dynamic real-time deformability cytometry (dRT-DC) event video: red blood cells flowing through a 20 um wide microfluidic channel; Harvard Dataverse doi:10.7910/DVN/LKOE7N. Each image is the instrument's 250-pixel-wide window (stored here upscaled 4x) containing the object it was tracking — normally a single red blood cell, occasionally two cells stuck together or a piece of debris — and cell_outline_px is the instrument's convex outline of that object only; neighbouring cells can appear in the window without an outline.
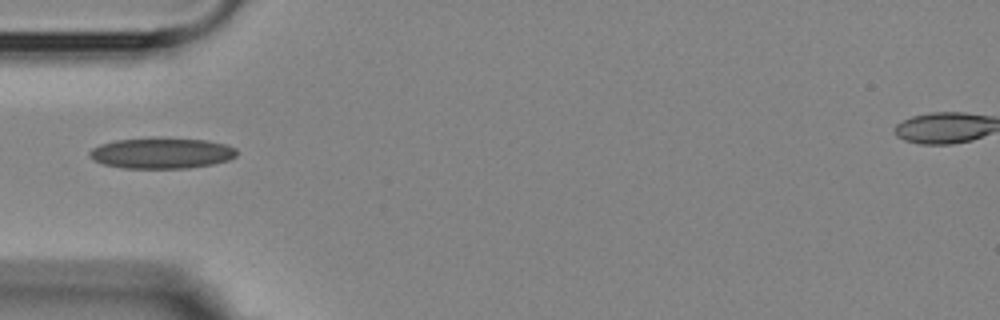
{"species": "Egyptian fruit bat (a non-hibernating species)", "species_latin": "Rousettus aegyptiacus", "temperature_condition": "room temperature", "stored_images_in_passage": 6, "camera_frame_rate_fps": 3000, "um_per_image_px": 0.085, "animal": {"sex": "female"}, "frame": {"image": 1, "passage_image": 6, "time_ms": 5.667, "image_size_px": [1000, 320], "cell_outline_px": [[236, 156], [228, 160], [212, 164], [188, 168], [124, 168], [104, 164], [88, 156], [88, 152], [92, 148], [100, 144], [116, 140], [152, 136], [208, 140], [224, 144], [236, 148]], "centroid_in_image_um": [13.72, 12.99], "position_along_channel_um": 71.3, "area_um2": 26.82}}